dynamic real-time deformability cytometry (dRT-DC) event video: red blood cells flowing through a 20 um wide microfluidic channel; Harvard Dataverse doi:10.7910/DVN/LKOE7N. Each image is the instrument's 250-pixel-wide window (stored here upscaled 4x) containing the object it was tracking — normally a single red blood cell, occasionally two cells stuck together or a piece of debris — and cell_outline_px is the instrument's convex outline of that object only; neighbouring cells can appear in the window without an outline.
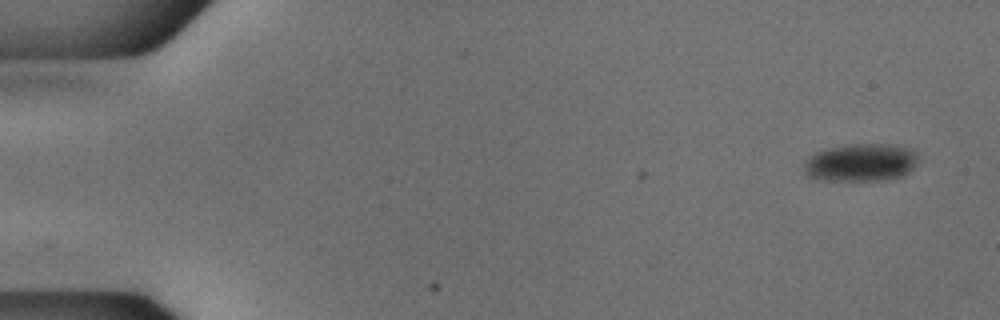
{"species": "common noctule bat (a hibernating species)", "species_latin": "Nyctalus noctula", "temperature_condition": "cold", "stored_images_in_passage": 52, "camera_frame_rate_fps": 3000, "um_per_image_px": 0.085, "animal": {"sex": "male", "body_mass_g": 18.8}, "frame": {"image": 1, "passage_image": 1, "time_ms": 0.0, "image_size_px": [1000, 320], "cell_outline_px": [[916, 160], [912, 168], [904, 176], [884, 180], [824, 180], [808, 176], [804, 172], [804, 160], [816, 152], [828, 148], [856, 144], [884, 144], [908, 148], [916, 152]], "centroid_in_image_um": [73.14, 13.82], "position_along_channel_um": 11.9, "area_um2": 24.85}}
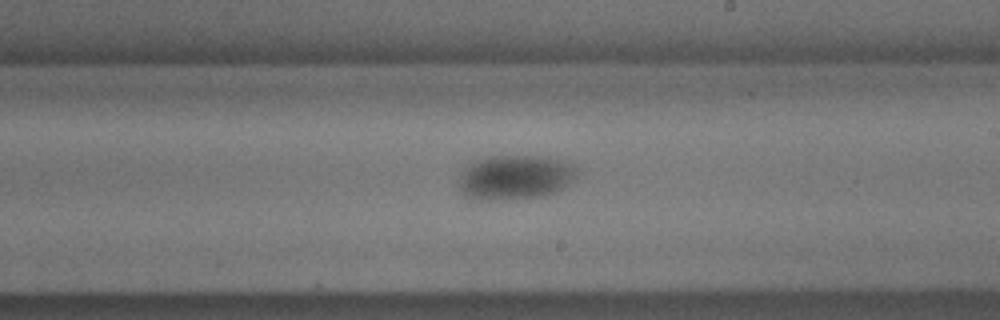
{"frame": {"image": 2, "passage_image": 30, "time_ms": 9.667, "image_size_px": [1000, 320], "cell_outline_px": [[580, 172], [576, 180], [556, 192], [544, 196], [464, 196], [460, 184], [464, 172], [476, 160], [488, 156], [548, 156], [576, 164], [580, 168]], "centroid_in_image_um": [44.01, 14.98], "position_along_channel_um": 245.0, "area_um2": 29.54}}
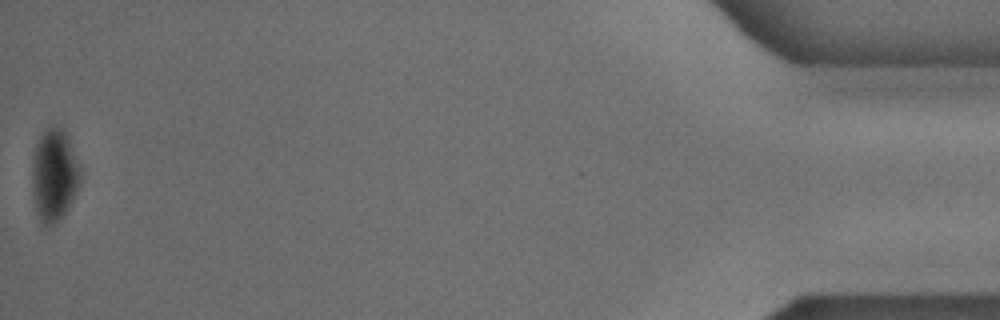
{"frame": {"image": 3, "passage_image": 52, "time_ms": 17.0, "image_size_px": [1000, 320], "cell_outline_px": [[80, 180], [76, 192], [64, 216], [56, 224], [48, 228], [40, 220], [36, 212], [32, 192], [32, 164], [36, 144], [40, 136], [48, 128], [64, 128], [68, 132], [80, 168]], "centroid_in_image_um": [4.61, 14.91], "position_along_channel_um": 430.6, "area_um2": 26.18}}